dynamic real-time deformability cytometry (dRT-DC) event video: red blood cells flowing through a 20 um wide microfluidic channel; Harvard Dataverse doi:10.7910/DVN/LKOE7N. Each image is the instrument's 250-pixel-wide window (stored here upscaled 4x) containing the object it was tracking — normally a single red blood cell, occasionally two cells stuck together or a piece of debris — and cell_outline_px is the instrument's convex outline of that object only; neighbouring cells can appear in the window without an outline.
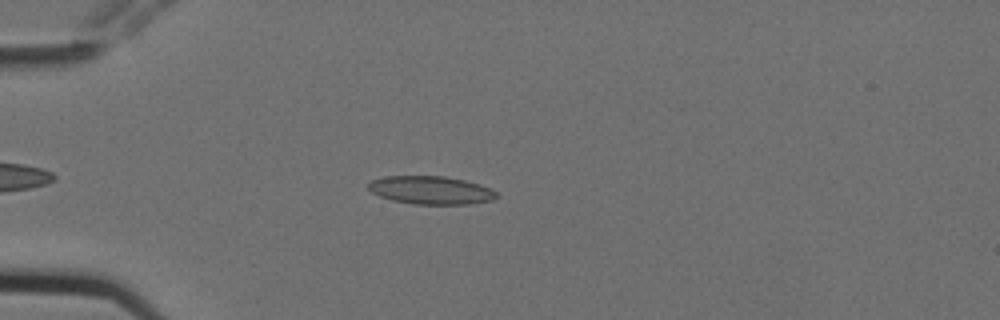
{"species": "Egyptian fruit bat (a non-hibernating species)", "species_latin": "Rousettus aegyptiacus", "temperature_condition": "cold", "stored_images_in_passage": 5, "camera_frame_rate_fps": 3000, "um_per_image_px": 0.085, "animal": {"sex": "female"}, "frame": {"image": 1, "passage_image": 5, "time_ms": 1.333, "image_size_px": [1000, 320], "cell_outline_px": [[500, 196], [492, 200], [472, 204], [412, 204], [392, 200], [380, 196], [372, 192], [368, 188], [368, 184], [372, 180], [384, 176], [444, 176], [464, 180], [480, 184], [496, 192]], "centroid_in_image_um": [36.63, 16.17], "position_along_channel_um": 48.4, "area_um2": 21.04}}